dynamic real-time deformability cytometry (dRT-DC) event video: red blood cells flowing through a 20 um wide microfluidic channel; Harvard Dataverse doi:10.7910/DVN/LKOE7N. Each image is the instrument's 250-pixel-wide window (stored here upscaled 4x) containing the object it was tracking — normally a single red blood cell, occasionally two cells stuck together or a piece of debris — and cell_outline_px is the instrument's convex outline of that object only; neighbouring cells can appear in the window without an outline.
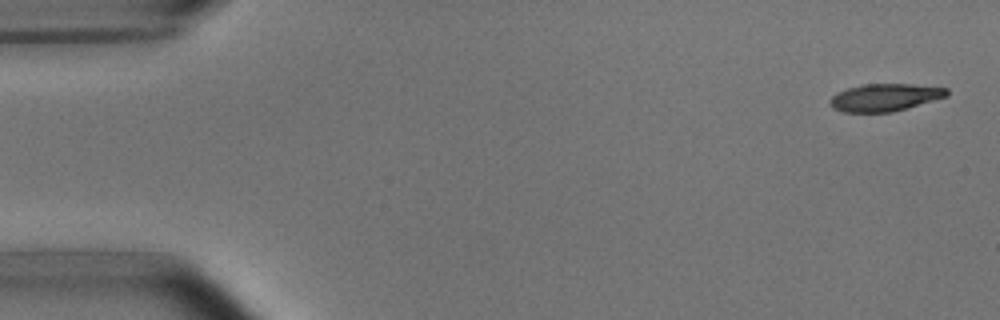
{"species": "common noctule bat (a hibernating species)", "species_latin": "Nyctalus noctula", "temperature_condition": "room temperature", "stored_images_in_passage": 6, "camera_frame_rate_fps": 3000, "um_per_image_px": 0.085, "animal": {"sex": "male", "body_mass_g": 15.6}, "frame": {"image": 1, "passage_image": 1, "time_ms": 0.0, "image_size_px": [1000, 320], "cell_outline_px": [[948, 96], [892, 112], [844, 112], [832, 108], [828, 104], [828, 100], [836, 92], [860, 84], [912, 84], [948, 88]], "centroid_in_image_um": [75.16, 8.27], "position_along_channel_um": 9.8, "area_um2": 18.79}}
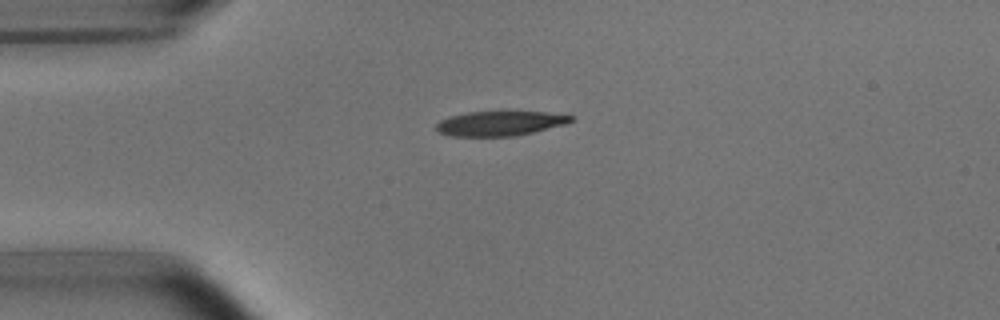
{"frame": {"image": 2, "passage_image": 4, "time_ms": 3.667, "image_size_px": [1000, 320], "cell_outline_px": [[576, 120], [564, 124], [516, 136], [452, 136], [436, 132], [436, 124], [440, 120], [448, 116], [468, 112], [544, 112], [576, 116]], "centroid_in_image_um": [42.48, 10.49], "position_along_channel_um": 42.5, "area_um2": 19.36}}